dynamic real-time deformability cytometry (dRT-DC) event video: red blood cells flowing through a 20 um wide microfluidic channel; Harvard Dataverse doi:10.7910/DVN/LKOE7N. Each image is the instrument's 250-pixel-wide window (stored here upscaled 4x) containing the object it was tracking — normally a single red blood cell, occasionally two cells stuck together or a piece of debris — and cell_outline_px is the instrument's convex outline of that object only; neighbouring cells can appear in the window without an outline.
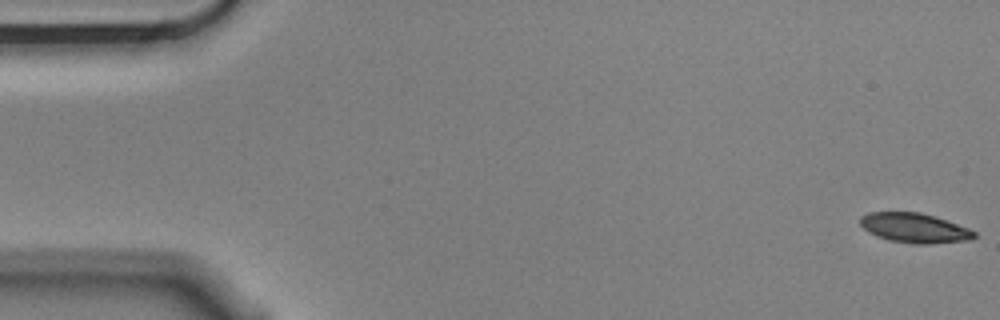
{"species": "Egyptian fruit bat (a non-hibernating species)", "species_latin": "Rousettus aegyptiacus", "temperature_condition": "cold", "stored_images_in_passage": 5, "camera_frame_rate_fps": 3000, "um_per_image_px": 0.085, "animal": {"sex": "male"}, "frame": {"image": 1, "passage_image": 1, "time_ms": 0.0, "image_size_px": [1000, 320], "cell_outline_px": [[976, 236], [972, 240], [928, 244], [912, 244], [892, 240], [876, 236], [868, 232], [860, 224], [860, 216], [868, 212], [920, 212], [936, 216], [968, 228], [976, 232]], "centroid_in_image_um": [77.74, 19.37], "position_along_channel_um": 7.3, "area_um2": 19.83}}
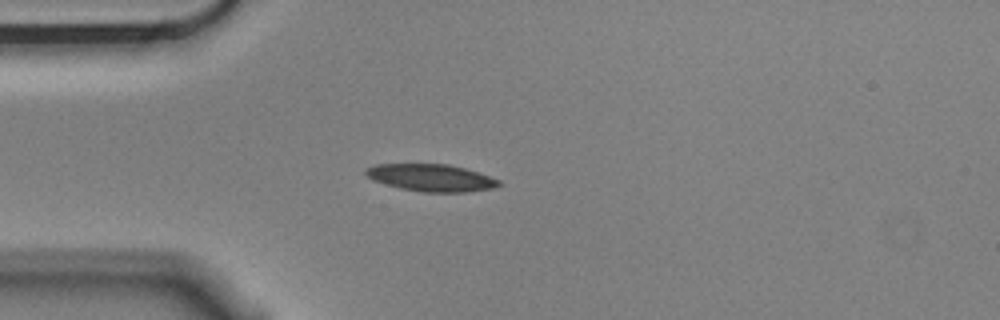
{"frame": {"image": 2, "passage_image": 4, "time_ms": 1.0, "image_size_px": [1000, 320], "cell_outline_px": [[500, 184], [492, 188], [464, 192], [424, 192], [400, 188], [384, 184], [372, 180], [364, 172], [364, 168], [376, 164], [448, 164], [464, 168], [500, 180]], "centroid_in_image_um": [36.58, 15.1], "position_along_channel_um": 48.4, "area_um2": 20.92}}